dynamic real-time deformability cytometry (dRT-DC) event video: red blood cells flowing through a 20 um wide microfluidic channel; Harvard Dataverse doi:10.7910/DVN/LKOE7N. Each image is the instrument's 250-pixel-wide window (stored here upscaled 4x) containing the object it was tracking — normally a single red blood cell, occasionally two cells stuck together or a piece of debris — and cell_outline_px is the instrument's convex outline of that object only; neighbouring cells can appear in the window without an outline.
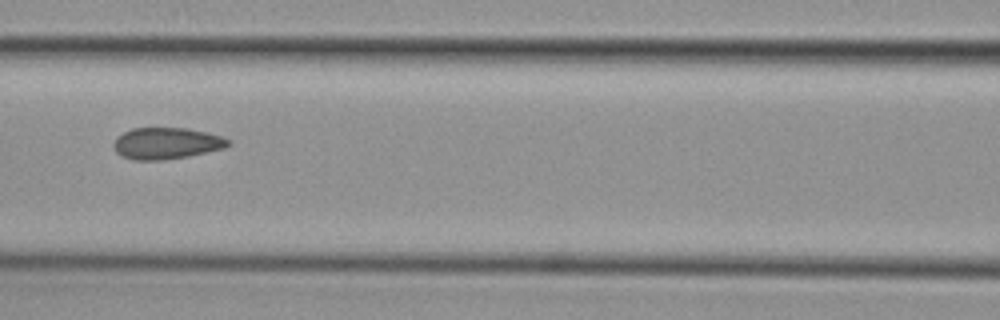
{"species": "common noctule bat (a hibernating species)", "species_latin": "Nyctalus noctula", "temperature_condition": "cold", "stored_images_in_passage": 9, "camera_frame_rate_fps": 3000, "um_per_image_px": 0.085, "animal": {"sex": "female", "body_mass_g": 29.2, "forearm_length_mm": 56.3}, "frame": {"image": 1, "passage_image": 6, "time_ms": 1.667, "image_size_px": [1000, 320], "cell_outline_px": [[232, 144], [224, 148], [188, 156], [160, 160], [132, 160], [120, 156], [112, 148], [112, 144], [116, 136], [132, 128], [188, 128], [208, 132], [232, 140]], "centroid_in_image_um": [14.12, 12.18], "position_along_channel_um": 152.5, "area_um2": 21.33}}
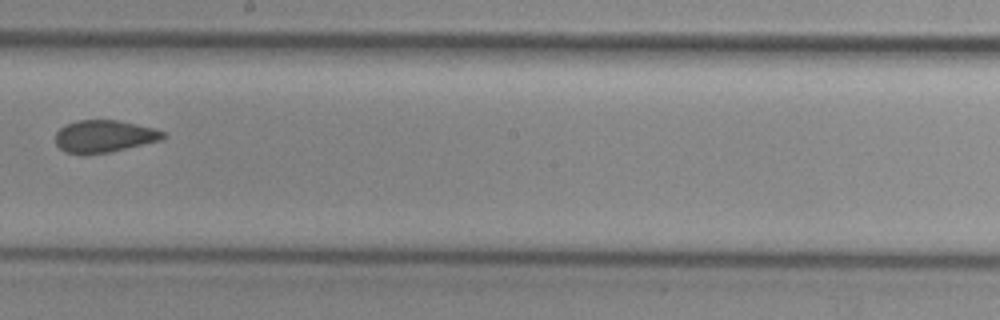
{"frame": {"image": 2, "passage_image": 8, "time_ms": 2.333, "image_size_px": [1000, 320], "cell_outline_px": [[168, 136], [164, 140], [112, 152], [84, 156], [80, 156], [64, 152], [56, 144], [56, 132], [64, 124], [76, 120], [116, 120], [136, 124], [152, 128], [164, 132]], "centroid_in_image_um": [8.85, 11.62], "position_along_channel_um": 239.4, "area_um2": 20.87}}
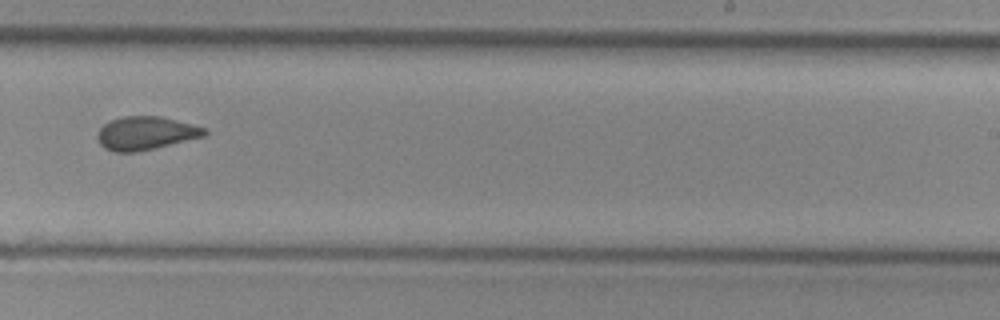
{"frame": {"image": 3, "passage_image": 9, "time_ms": 2.667, "image_size_px": [1000, 320], "cell_outline_px": [[208, 132], [204, 136], [156, 148], [136, 152], [112, 152], [104, 148], [100, 144], [96, 136], [96, 132], [104, 124], [112, 120], [124, 116], [160, 116], [208, 128]], "centroid_in_image_um": [12.38, 11.33], "position_along_channel_um": 276.6, "area_um2": 20.92}}